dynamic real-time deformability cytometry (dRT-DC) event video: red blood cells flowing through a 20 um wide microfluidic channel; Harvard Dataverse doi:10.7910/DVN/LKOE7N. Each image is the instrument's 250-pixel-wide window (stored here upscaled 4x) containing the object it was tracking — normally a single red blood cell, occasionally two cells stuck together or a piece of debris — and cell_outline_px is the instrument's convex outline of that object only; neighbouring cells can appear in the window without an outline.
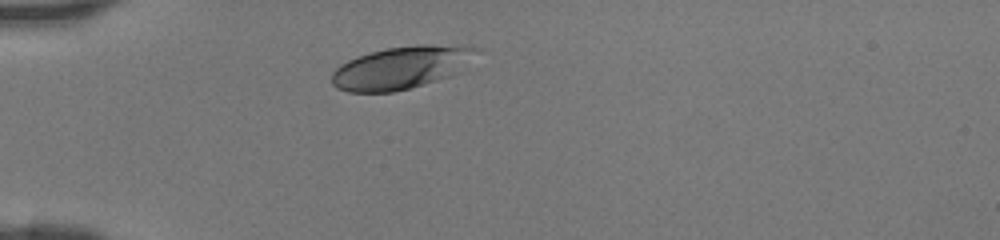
{"species": "human", "species_latin": "Homo sapiens", "temperature_condition": "room temperature", "stored_images_in_passage": 27, "camera_frame_rate_fps": 3000, "um_per_image_px": 0.085, "donor": {"sex": "female"}, "frame": {"image": 1, "passage_image": 1, "time_ms": 0.0, "image_size_px": [1000, 240], "cell_outline_px": [[480, 48], [448, 76], [408, 88], [392, 92], [348, 92], [336, 88], [332, 84], [332, 72], [340, 64], [348, 60], [372, 52], [388, 48], [416, 44], [472, 44]], "centroid_in_image_um": [34.04, 5.72], "position_along_channel_um": 51.0, "area_um2": 35.2}}
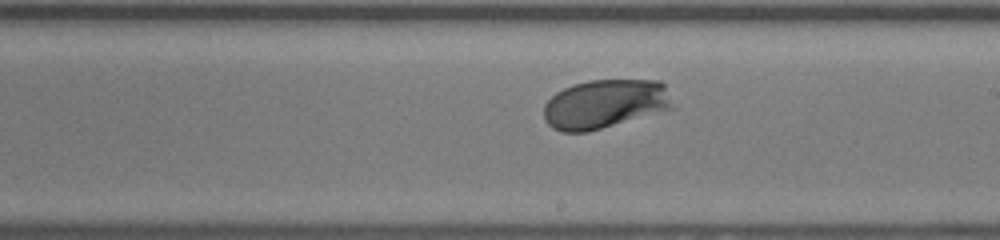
{"frame": {"image": 2, "passage_image": 15, "time_ms": 4.667, "image_size_px": [1000, 240], "cell_outline_px": [[676, 108], [588, 132], [560, 132], [552, 128], [544, 120], [544, 104], [556, 92], [572, 84], [588, 80], [660, 80], [664, 84]], "centroid_in_image_um": [51.42, 8.84], "position_along_channel_um": 237.6, "area_um2": 37.22}}
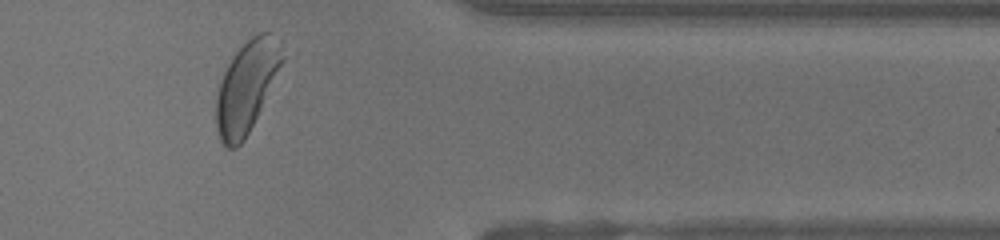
{"frame": {"image": 3, "passage_image": 26, "time_ms": 8.333, "image_size_px": [1000, 240], "cell_outline_px": [[284, 60], [244, 140], [236, 148], [228, 148], [220, 140], [216, 132], [216, 96], [220, 80], [232, 56], [256, 32], [272, 32], [284, 56]], "centroid_in_image_um": [20.92, 7.38], "position_along_channel_um": 390.5, "area_um2": 34.45}}